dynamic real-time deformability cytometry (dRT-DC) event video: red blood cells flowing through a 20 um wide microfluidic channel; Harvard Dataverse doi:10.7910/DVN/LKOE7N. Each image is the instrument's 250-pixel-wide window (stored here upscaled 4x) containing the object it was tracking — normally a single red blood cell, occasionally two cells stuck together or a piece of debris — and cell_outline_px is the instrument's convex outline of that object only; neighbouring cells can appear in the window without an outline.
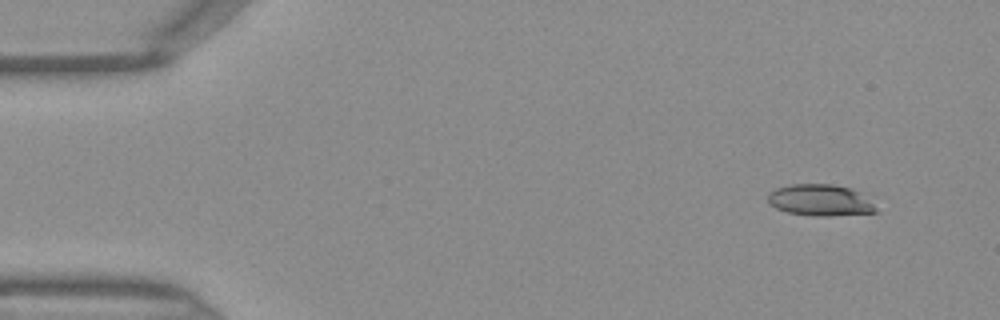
{"species": "Egyptian fruit bat (a non-hibernating species)", "species_latin": "Rousettus aegyptiacus", "temperature_condition": "warm", "stored_images_in_passage": 43, "camera_frame_rate_fps": 3000, "um_per_image_px": 0.085, "frame": {"image": 1, "passage_image": 1, "time_ms": 0.0, "image_size_px": [1000, 320], "cell_outline_px": [[876, 212], [828, 216], [812, 216], [788, 212], [776, 208], [768, 204], [768, 196], [776, 188], [792, 184], [832, 184], [852, 188], [860, 192], [876, 208]], "centroid_in_image_um": [69.69, 17.01], "position_along_channel_um": 15.3, "area_um2": 19.65}}
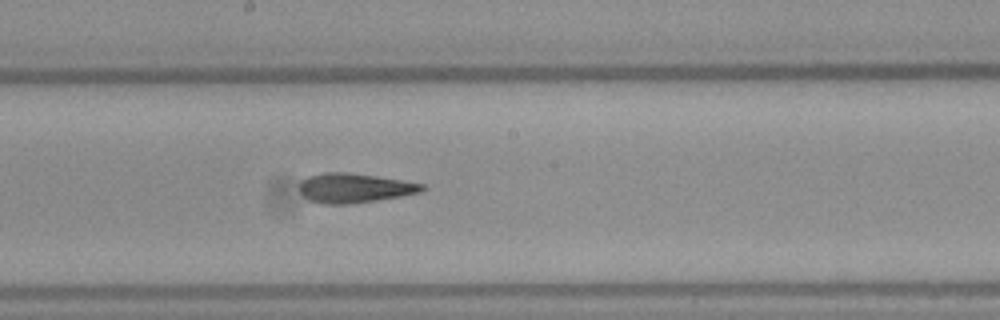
{"frame": {"image": 2, "passage_image": 22, "time_ms": 7.0, "image_size_px": [1000, 320], "cell_outline_px": [[428, 188], [420, 192], [400, 196], [352, 204], [324, 204], [308, 200], [300, 192], [300, 180], [308, 176], [324, 172], [348, 172], [376, 176], [424, 184]], "centroid_in_image_um": [30.1, 15.98], "position_along_channel_um": 218.1, "area_um2": 21.1}}
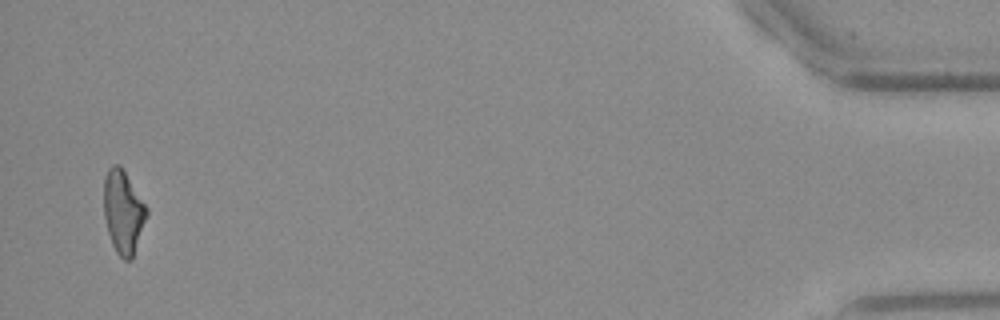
{"frame": {"image": 3, "passage_image": 42, "time_ms": 13.667, "image_size_px": [1000, 320], "cell_outline_px": [[148, 216], [132, 260], [124, 260], [116, 252], [112, 244], [108, 232], [104, 216], [104, 176], [108, 168], [112, 164], [120, 164], [148, 208]], "centroid_in_image_um": [10.48, 18.01], "position_along_channel_um": 424.7, "area_um2": 20.98}}